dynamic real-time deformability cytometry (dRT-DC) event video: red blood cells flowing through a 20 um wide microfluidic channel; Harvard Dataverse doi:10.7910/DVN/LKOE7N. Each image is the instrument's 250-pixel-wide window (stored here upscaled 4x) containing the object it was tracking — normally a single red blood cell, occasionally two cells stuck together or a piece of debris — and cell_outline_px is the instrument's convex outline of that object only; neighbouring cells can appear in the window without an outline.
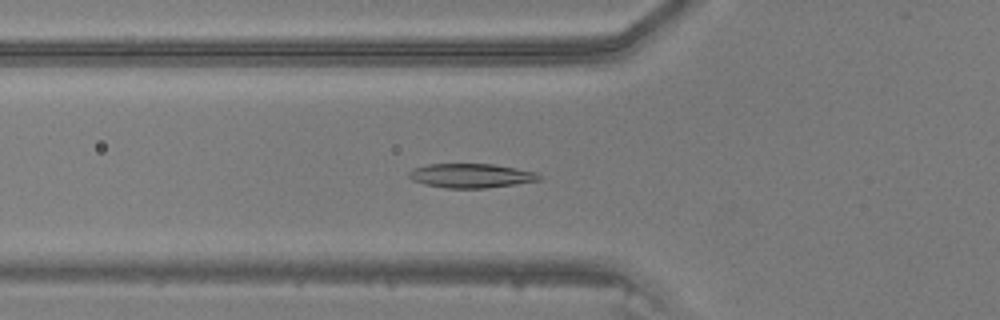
{"species": "common noctule bat (a hibernating species)", "species_latin": "Nyctalus noctula", "temperature_condition": "warm", "stored_images_in_passage": 36, "camera_frame_rate_fps": 3000, "um_per_image_px": 0.085, "animal": {"sex": "male", "body_mass_g": 20.5, "forearm_length_mm": 52.5}, "frame": {"image": 1, "passage_image": 18, "time_ms": 5.667, "image_size_px": [1000, 320], "cell_outline_px": [[540, 180], [484, 188], [444, 188], [424, 184], [412, 180], [408, 176], [408, 172], [412, 168], [428, 164], [492, 164], [536, 172], [540, 176]], "centroid_in_image_um": [39.96, 14.93], "position_along_channel_um": 85.8, "area_um2": 18.21}}
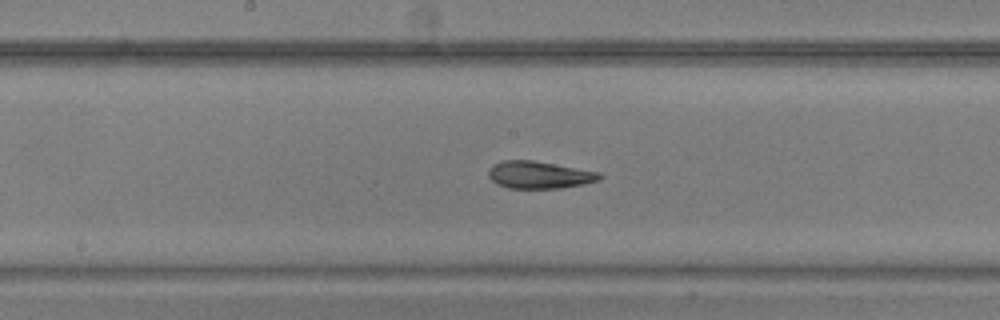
{"frame": {"image": 2, "passage_image": 26, "time_ms": 8.333, "image_size_px": [1000, 320], "cell_outline_px": [[604, 176], [600, 180], [584, 184], [560, 188], [508, 188], [496, 184], [488, 176], [488, 172], [492, 164], [500, 160], [532, 160], [600, 172]], "centroid_in_image_um": [45.83, 14.86], "position_along_channel_um": 202.4, "area_um2": 17.8}}
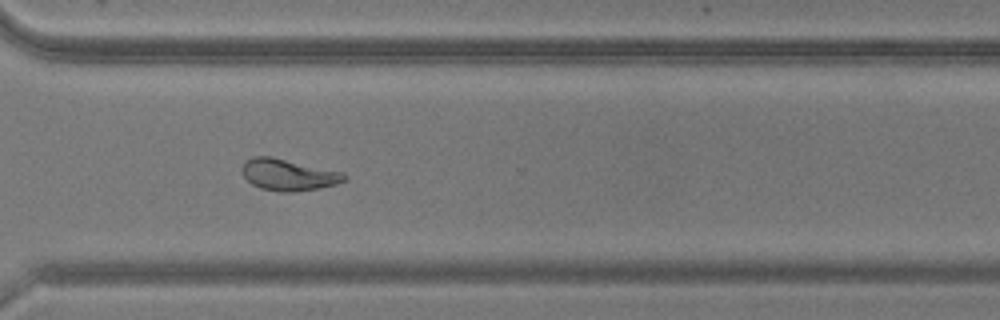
{"frame": {"image": 3, "passage_image": 36, "time_ms": 11.667, "image_size_px": [1000, 320], "cell_outline_px": [[348, 180], [336, 184], [316, 188], [292, 192], [280, 192], [260, 188], [252, 184], [244, 176], [244, 164], [252, 156], [272, 156], [344, 172], [348, 176]], "centroid_in_image_um": [24.57, 14.85], "position_along_channel_um": 346.0, "area_um2": 18.73}}